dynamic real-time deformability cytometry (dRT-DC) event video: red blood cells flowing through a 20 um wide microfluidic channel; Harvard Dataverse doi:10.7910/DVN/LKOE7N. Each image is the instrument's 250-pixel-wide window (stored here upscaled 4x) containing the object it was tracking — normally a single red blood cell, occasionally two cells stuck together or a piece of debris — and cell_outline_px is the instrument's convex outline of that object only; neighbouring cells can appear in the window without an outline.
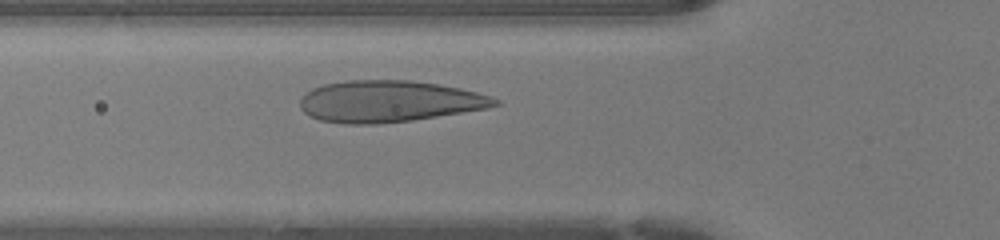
{"species": "human", "species_latin": "Homo sapiens", "temperature_condition": "warm", "stored_images_in_passage": 28, "camera_frame_rate_fps": 3000, "um_per_image_px": 0.085, "donor": {"sex": "female"}, "frame": {"image": 1, "passage_image": 5, "time_ms": 1.333, "image_size_px": [1000, 240], "cell_outline_px": [[500, 104], [488, 108], [412, 120], [380, 124], [344, 124], [320, 120], [308, 116], [300, 108], [300, 100], [312, 88], [324, 84], [344, 80], [408, 80], [436, 84], [460, 88], [492, 96], [500, 100]], "centroid_in_image_um": [33.05, 8.62], "position_along_channel_um": 92.7, "area_um2": 47.22}}
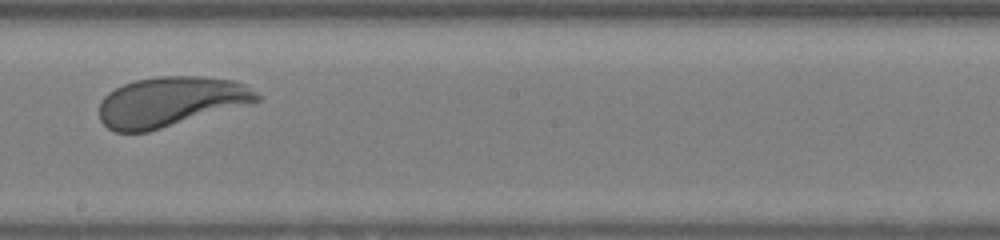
{"frame": {"image": 2, "passage_image": 15, "time_ms": 4.667, "image_size_px": [1000, 240], "cell_outline_px": [[260, 100], [148, 132], [116, 132], [108, 128], [100, 120], [100, 104], [104, 96], [108, 92], [124, 84], [136, 80], [156, 76], [200, 76], [232, 80], [244, 84], [256, 92], [260, 96]], "centroid_in_image_um": [14.45, 8.64], "position_along_channel_um": 233.8, "area_um2": 45.26}}
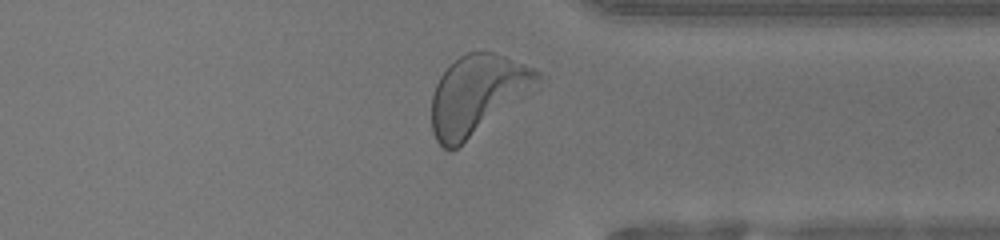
{"frame": {"image": 3, "passage_image": 25, "time_ms": 8.0, "image_size_px": [1000, 240], "cell_outline_px": [[548, 80], [452, 152], [448, 152], [436, 140], [432, 132], [432, 96], [436, 84], [440, 76], [460, 56], [468, 52], [492, 52], [504, 56], [532, 68], [548, 76]], "centroid_in_image_um": [40.64, 8.07], "position_along_channel_um": 370.8, "area_um2": 49.3}, "authors_computed_cell_mechanics": {"area_um2": 46.4423, "velocity_mm_per_s": 4.2244, "shape_relaxation_time_tau1_ms": 1.7375, "shape_relaxation_time_tau2_ms": null, "deformation_change_tau1": 0.1325, "deformation_change_tau2": null}}